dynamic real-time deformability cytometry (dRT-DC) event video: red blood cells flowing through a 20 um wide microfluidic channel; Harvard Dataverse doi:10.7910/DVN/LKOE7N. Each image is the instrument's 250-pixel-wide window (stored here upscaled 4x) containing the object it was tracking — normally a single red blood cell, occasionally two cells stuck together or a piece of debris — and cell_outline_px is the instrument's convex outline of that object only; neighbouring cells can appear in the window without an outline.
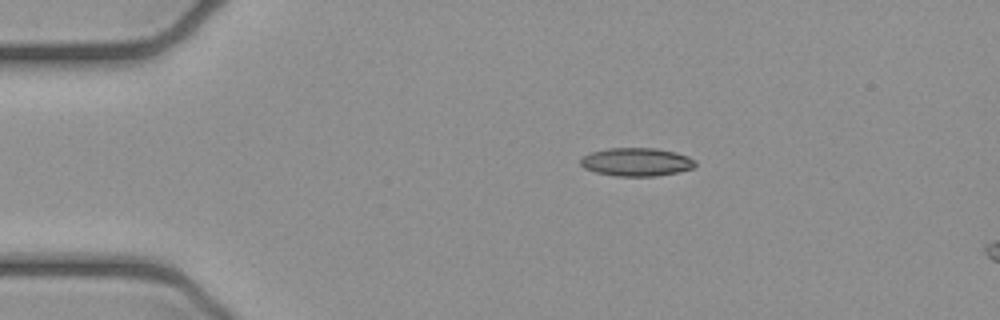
{"species": "common noctule bat (a hibernating species)", "species_latin": "Nyctalus noctula", "temperature_condition": "cold", "stored_images_in_passage": 4, "camera_frame_rate_fps": 3000, "um_per_image_px": 0.085, "animal": {"sex": "female", "body_mass_g": 21.9}, "frame": {"image": 1, "passage_image": 2, "time_ms": 0.333, "image_size_px": [1000, 320], "cell_outline_px": [[696, 164], [692, 168], [676, 172], [656, 176], [616, 176], [596, 172], [584, 168], [580, 164], [580, 160], [584, 156], [592, 152], [608, 148], [656, 148], [676, 152], [688, 156], [696, 160]], "centroid_in_image_um": [54.11, 13.76], "position_along_channel_um": 30.9, "area_um2": 18.84}}